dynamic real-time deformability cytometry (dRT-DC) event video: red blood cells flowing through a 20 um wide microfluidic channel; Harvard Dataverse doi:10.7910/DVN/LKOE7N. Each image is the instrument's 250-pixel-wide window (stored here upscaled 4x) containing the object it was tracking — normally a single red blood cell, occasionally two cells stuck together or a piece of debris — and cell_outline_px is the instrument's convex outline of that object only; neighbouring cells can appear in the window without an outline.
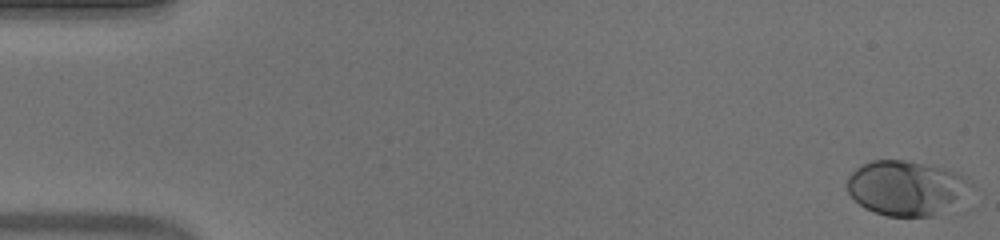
{"species": "human", "species_latin": "Homo sapiens", "temperature_condition": "warm", "stored_images_in_passage": 14, "camera_frame_rate_fps": 3000, "um_per_image_px": 0.085, "donor": {"sex": "male"}, "frame": {"image": 1, "passage_image": 1, "time_ms": 0.0, "image_size_px": [1000, 240], "cell_outline_px": [[972, 184], [932, 216], [888, 216], [864, 208], [848, 192], [848, 176], [856, 168], [872, 160], [904, 160], [944, 168], [956, 172], [964, 176]], "centroid_in_image_um": [76.9, 15.94], "position_along_channel_um": 8.1, "area_um2": 37.86}}